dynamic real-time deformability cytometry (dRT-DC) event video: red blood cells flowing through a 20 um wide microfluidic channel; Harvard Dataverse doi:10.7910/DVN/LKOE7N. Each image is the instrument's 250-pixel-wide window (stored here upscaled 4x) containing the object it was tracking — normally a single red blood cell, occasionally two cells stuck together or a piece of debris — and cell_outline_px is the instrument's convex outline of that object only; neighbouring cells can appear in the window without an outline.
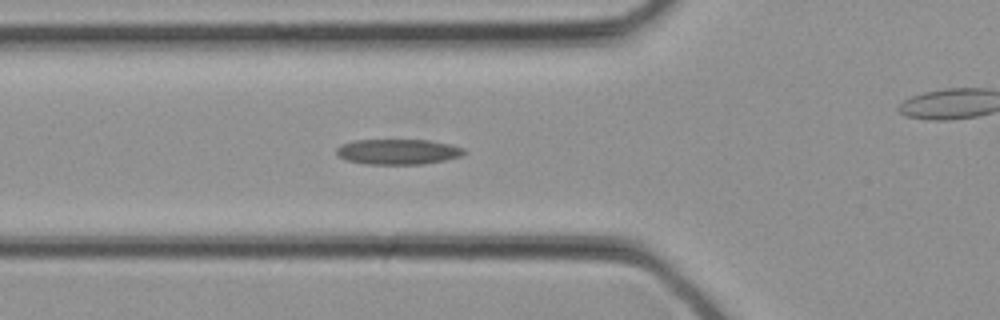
{"species": "common noctule bat (a hibernating species)", "species_latin": "Nyctalus noctula", "temperature_condition": "cold", "stored_images_in_passage": 33, "camera_frame_rate_fps": 3000, "um_per_image_px": 0.085, "animal": {"sex": "female", "body_mass_g": 21.9}, "frame": {"image": 1, "passage_image": 11, "time_ms": 3.333, "image_size_px": [1000, 320], "cell_outline_px": [[468, 152], [460, 156], [444, 160], [424, 164], [364, 164], [348, 160], [340, 156], [336, 152], [336, 148], [340, 144], [356, 140], [428, 140], [452, 144], [464, 148]], "centroid_in_image_um": [33.86, 12.89], "position_along_channel_um": 91.9, "area_um2": 18.9}}
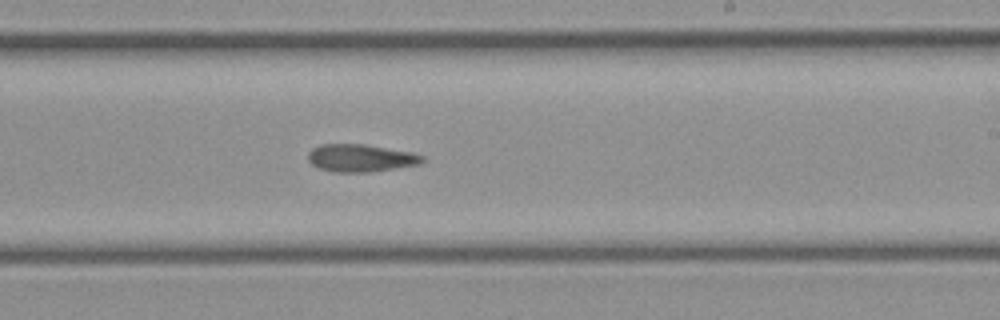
{"frame": {"image": 2, "passage_image": 19, "time_ms": 6.0, "image_size_px": [1000, 320], "cell_outline_px": [[428, 160], [420, 164], [396, 168], [368, 172], [332, 172], [320, 168], [312, 164], [308, 160], [308, 152], [312, 148], [320, 144], [364, 144], [412, 152], [424, 156]], "centroid_in_image_um": [30.68, 13.43], "position_along_channel_um": 258.3, "area_um2": 18.5}}
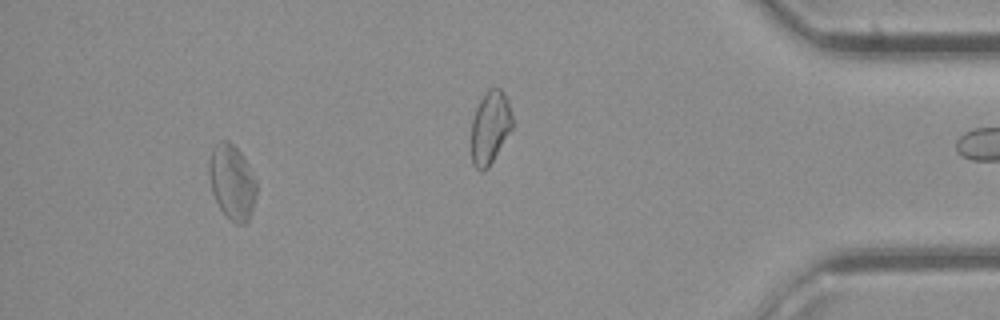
{"frame": {"image": 3, "passage_image": 30, "time_ms": 9.667, "image_size_px": [1000, 320], "cell_outline_px": [[256, 196], [252, 212], [248, 220], [244, 224], [236, 224], [228, 220], [220, 208], [212, 192], [208, 176], [208, 160], [212, 148], [216, 140], [228, 140], [244, 156], [256, 180]], "centroid_in_image_um": [19.7, 15.46], "position_along_channel_um": 415.5, "area_um2": 21.15}}